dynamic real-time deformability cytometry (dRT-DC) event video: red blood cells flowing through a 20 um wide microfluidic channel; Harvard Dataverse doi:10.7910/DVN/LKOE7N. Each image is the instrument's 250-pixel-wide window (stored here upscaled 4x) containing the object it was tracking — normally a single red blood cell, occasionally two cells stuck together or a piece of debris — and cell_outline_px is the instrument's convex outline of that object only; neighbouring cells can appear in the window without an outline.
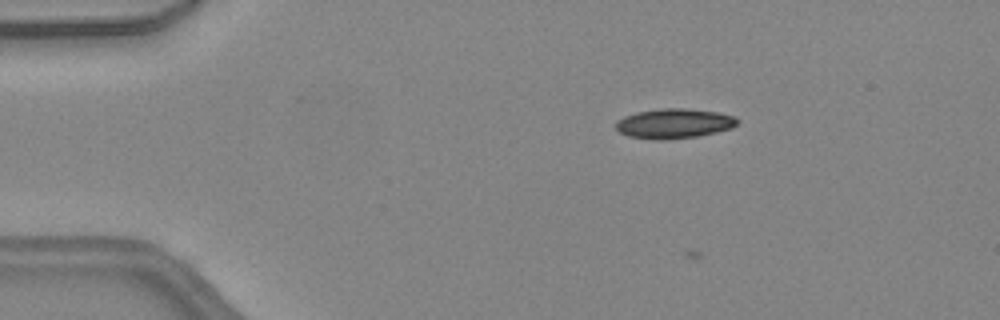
{"species": "common noctule bat (a hibernating species)", "species_latin": "Nyctalus noctula", "temperature_condition": "warm", "stored_images_in_passage": 14, "camera_frame_rate_fps": 3000, "um_per_image_px": 0.085, "animal": {"sex": "female", "body_mass_g": 24.6, "forearm_length_mm": 56.2}, "frame": {"image": 1, "passage_image": 5, "time_ms": 1.333, "image_size_px": [1000, 320], "cell_outline_px": [[740, 120], [732, 128], [716, 132], [696, 136], [664, 140], [656, 140], [628, 136], [620, 132], [616, 128], [616, 120], [624, 116], [636, 112], [660, 108], [688, 108], [716, 112], [736, 116]], "centroid_in_image_um": [57.29, 10.49], "position_along_channel_um": 27.7, "area_um2": 21.21}}